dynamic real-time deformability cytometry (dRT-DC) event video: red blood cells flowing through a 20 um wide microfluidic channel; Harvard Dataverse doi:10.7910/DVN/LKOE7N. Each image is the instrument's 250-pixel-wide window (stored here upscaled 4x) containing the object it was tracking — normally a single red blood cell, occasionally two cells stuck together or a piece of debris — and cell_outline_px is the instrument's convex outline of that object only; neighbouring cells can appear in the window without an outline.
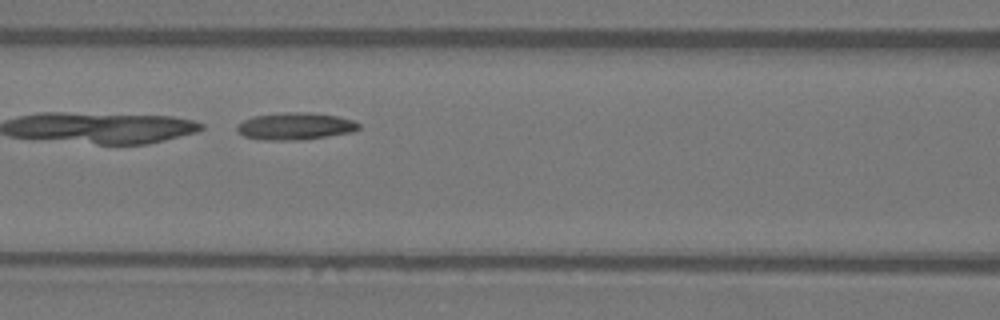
{"species": "Egyptian fruit bat (a non-hibernating species)", "species_latin": "Rousettus aegyptiacus", "temperature_condition": "warm", "stored_images_in_passage": 39, "camera_frame_rate_fps": 3000, "um_per_image_px": 0.085, "animal": {"sex": "female"}, "frame": {"image": 1, "passage_image": 12, "time_ms": 3.667, "image_size_px": [1000, 320], "cell_outline_px": [[360, 128], [352, 132], [328, 136], [300, 140], [260, 140], [244, 136], [236, 132], [236, 124], [252, 116], [284, 112], [312, 112], [336, 116], [352, 120], [360, 124]], "centroid_in_image_um": [25.05, 10.73], "position_along_channel_um": 141.6, "area_um2": 19.48}}
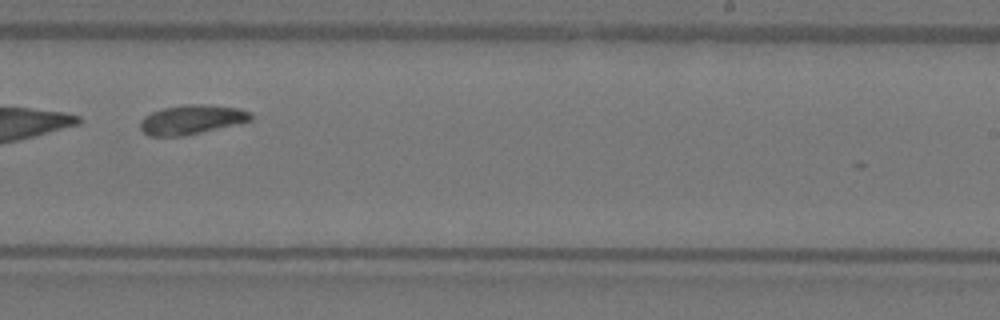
{"frame": {"image": 2, "passage_image": 22, "time_ms": 7.0, "image_size_px": [1000, 320], "cell_outline_px": [[252, 120], [236, 124], [184, 136], [148, 136], [140, 128], [140, 120], [144, 116], [152, 112], [164, 108], [188, 104], [204, 104], [240, 108], [252, 112]], "centroid_in_image_um": [16.29, 10.16], "position_along_channel_um": 272.7, "area_um2": 18.9}}
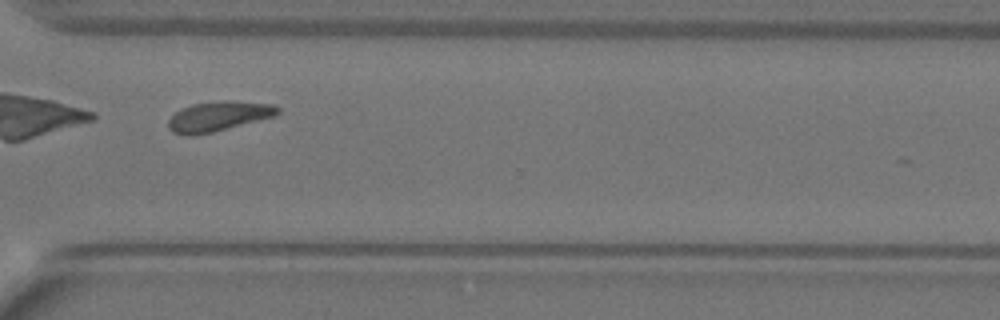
{"frame": {"image": 3, "passage_image": 28, "time_ms": 9.0, "image_size_px": [1000, 320], "cell_outline_px": [[280, 112], [276, 116], [212, 132], [192, 136], [184, 136], [172, 132], [168, 128], [168, 120], [180, 108], [192, 104], [220, 100], [228, 100], [272, 104], [280, 108]], "centroid_in_image_um": [18.55, 9.88], "position_along_channel_um": 352.0, "area_um2": 19.19}, "authors_computed_cell_mechanics": {"area_um2": 18.8428, "velocity_mm_per_s": 3.9412, "shape_relaxation_time_tau1_ms": 0.3734, "shape_relaxation_time_tau2_ms": null, "deformation_change_tau1": 0.2507, "deformation_change_tau2": null}}